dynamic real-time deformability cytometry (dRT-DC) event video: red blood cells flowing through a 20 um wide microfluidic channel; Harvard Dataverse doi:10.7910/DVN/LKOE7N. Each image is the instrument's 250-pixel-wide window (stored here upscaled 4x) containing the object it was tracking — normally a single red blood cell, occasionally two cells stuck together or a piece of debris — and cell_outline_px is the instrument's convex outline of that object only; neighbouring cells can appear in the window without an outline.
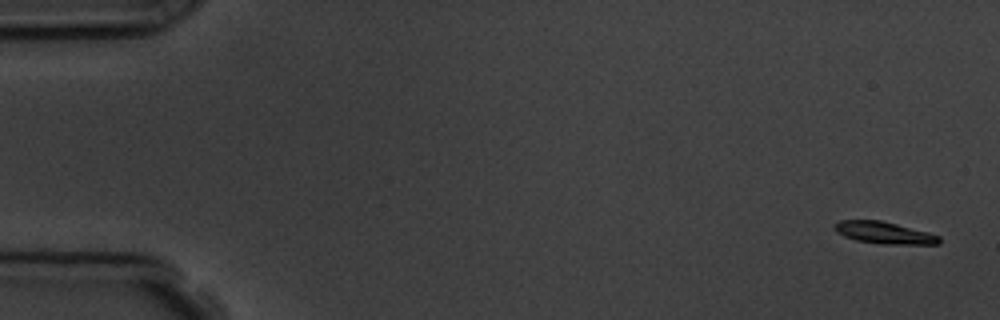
{"species": "common noctule bat (a hibernating species)", "species_latin": "Nyctalus noctula", "temperature_condition": "room temperature", "stored_images_in_passage": 6, "camera_frame_rate_fps": 3000, "um_per_image_px": 0.085, "animal": {"sex": "male", "body_mass_g": 19.5, "forearm_length_mm": 54.6}, "frame": {"image": 1, "passage_image": 1, "time_ms": 0.0, "image_size_px": [1000, 320], "cell_outline_px": [[940, 244], [880, 244], [856, 240], [844, 236], [836, 232], [832, 224], [840, 220], [880, 220], [928, 232], [940, 236]], "centroid_in_image_um": [75.12, 19.78], "position_along_channel_um": 9.9, "area_um2": 13.41}}